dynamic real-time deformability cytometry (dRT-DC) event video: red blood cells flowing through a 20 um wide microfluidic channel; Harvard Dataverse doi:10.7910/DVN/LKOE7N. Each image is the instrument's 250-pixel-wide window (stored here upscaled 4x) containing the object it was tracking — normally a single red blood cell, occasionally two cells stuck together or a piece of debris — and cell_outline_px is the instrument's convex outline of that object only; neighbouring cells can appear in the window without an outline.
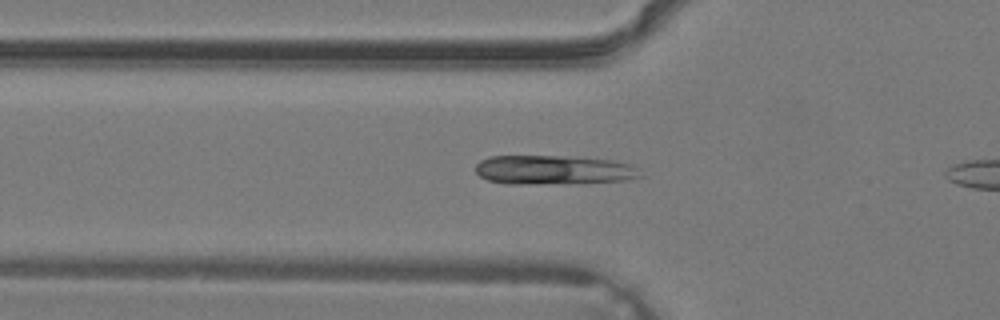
{"species": "common noctule bat (a hibernating species)", "species_latin": "Nyctalus noctula", "temperature_condition": "warm", "stored_images_in_passage": 15, "camera_frame_rate_fps": 3000, "um_per_image_px": 0.085, "animal": {"sex": "male", "body_mass_g": 19.2, "forearm_length_mm": 51.8}, "frame": {"image": 1, "passage_image": 13, "time_ms": 4.0, "image_size_px": [1000, 320], "cell_outline_px": [[644, 176], [628, 180], [520, 184], [508, 184], [488, 180], [480, 176], [476, 172], [476, 164], [480, 160], [488, 156], [560, 156], [612, 160], [632, 164]], "centroid_in_image_um": [47.02, 14.43], "position_along_channel_um": 78.8, "area_um2": 27.69}}